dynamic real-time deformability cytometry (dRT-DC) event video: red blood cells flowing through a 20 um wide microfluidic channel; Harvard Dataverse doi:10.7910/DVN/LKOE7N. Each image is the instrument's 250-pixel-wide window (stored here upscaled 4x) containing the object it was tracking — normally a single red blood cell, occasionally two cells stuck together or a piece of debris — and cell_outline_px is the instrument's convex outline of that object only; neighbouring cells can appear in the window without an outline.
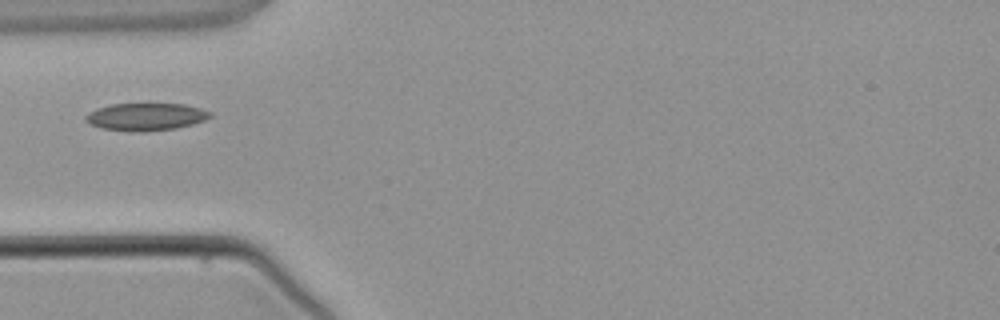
{"species": "common noctule bat (a hibernating species)", "species_latin": "Nyctalus noctula", "temperature_condition": "warm", "stored_images_in_passage": 2, "camera_frame_rate_fps": 3000, "um_per_image_px": 0.085, "animal": {"sex": "male", "body_mass_g": 21.5, "forearm_length_mm": 52.0}, "frame": {"image": 1, "passage_image": 2, "time_ms": 1.333, "image_size_px": [1000, 320], "cell_outline_px": [[212, 116], [204, 120], [192, 124], [176, 128], [140, 132], [132, 132], [100, 128], [84, 120], [84, 116], [88, 112], [96, 108], [112, 104], [184, 104], [200, 108], [212, 112]], "centroid_in_image_um": [12.37, 9.93], "position_along_channel_um": 72.6, "area_um2": 20.0}}